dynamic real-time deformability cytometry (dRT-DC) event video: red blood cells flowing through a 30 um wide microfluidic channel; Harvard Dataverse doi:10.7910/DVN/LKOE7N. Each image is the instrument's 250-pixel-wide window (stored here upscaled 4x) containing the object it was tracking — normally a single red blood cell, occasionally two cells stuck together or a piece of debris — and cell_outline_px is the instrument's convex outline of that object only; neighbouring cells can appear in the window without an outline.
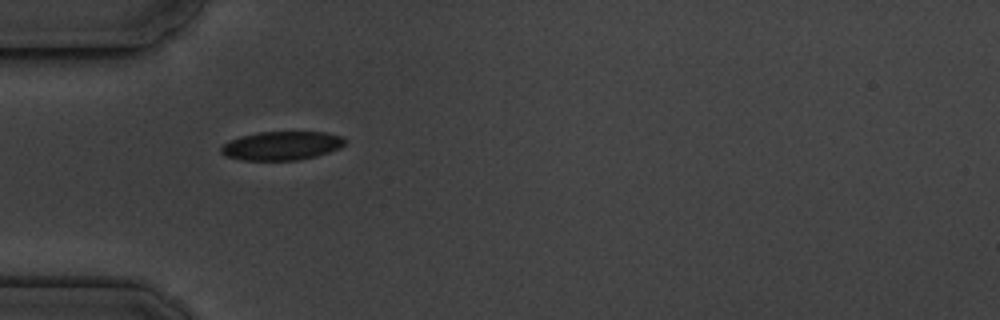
{"species": "common noctule bat (a hibernating species)", "species_latin": "Nyctalus noctula", "temperature_condition": "cold", "stored_images_in_passage": 2, "camera_frame_rate_fps": 3000, "um_per_image_px": 0.085, "animal": {"sex": "male", "body_mass_g": 19.5, "forearm_length_mm": 54.6}, "frame": {"image": 1, "passage_image": 1, "time_ms": 0.0, "image_size_px": [1000, 320], "cell_outline_px": [[348, 140], [340, 148], [316, 156], [296, 160], [240, 160], [224, 156], [220, 152], [220, 148], [224, 144], [240, 136], [260, 132], [328, 132], [344, 136]], "centroid_in_image_um": [23.97, 12.38], "position_along_channel_um": 61.0, "area_um2": 20.87}}